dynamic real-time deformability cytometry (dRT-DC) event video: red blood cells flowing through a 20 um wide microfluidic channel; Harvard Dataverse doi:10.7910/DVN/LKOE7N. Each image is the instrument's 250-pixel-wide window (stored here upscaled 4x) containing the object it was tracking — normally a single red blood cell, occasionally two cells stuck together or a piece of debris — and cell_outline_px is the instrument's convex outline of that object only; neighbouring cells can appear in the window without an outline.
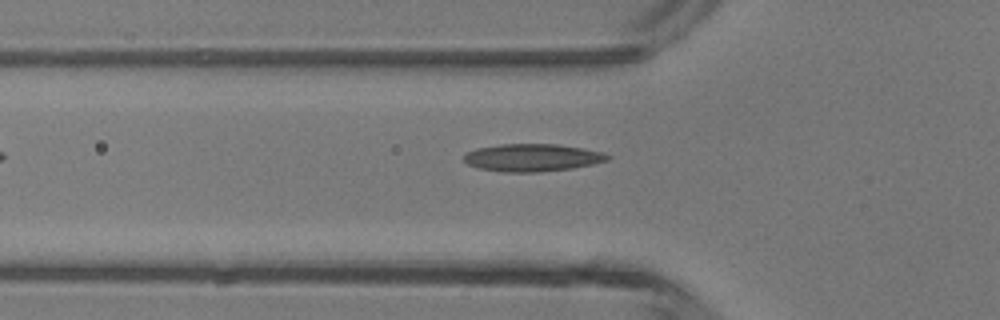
{"species": "common noctule bat (a hibernating species)", "species_latin": "Nyctalus noctula", "temperature_condition": "room temperature", "stored_images_in_passage": 5, "camera_frame_rate_fps": 3000, "um_per_image_px": 0.085, "animal": {"sex": "male", "body_mass_g": 13.3}, "frame": {"image": 1, "passage_image": 5, "time_ms": 1.333, "image_size_px": [1000, 320], "cell_outline_px": [[612, 156], [608, 160], [592, 164], [572, 168], [536, 172], [500, 172], [480, 168], [468, 164], [464, 160], [464, 156], [468, 152], [476, 148], [500, 144], [556, 144], [584, 148], [600, 152]], "centroid_in_image_um": [45.24, 13.39], "position_along_channel_um": 80.6, "area_um2": 22.95}}